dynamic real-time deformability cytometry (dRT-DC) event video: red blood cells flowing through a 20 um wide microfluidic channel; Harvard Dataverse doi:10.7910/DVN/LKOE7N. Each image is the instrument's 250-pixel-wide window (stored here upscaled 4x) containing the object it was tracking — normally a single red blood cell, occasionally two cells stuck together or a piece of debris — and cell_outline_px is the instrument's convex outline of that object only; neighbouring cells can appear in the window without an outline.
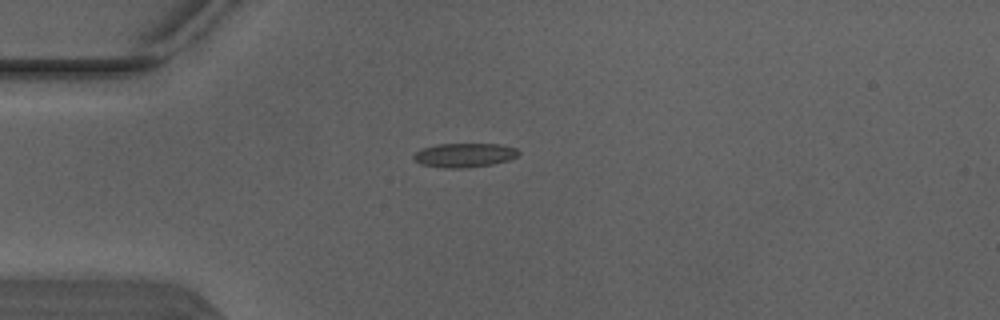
{"species": "Egyptian fruit bat (a non-hibernating species)", "species_latin": "Rousettus aegyptiacus", "temperature_condition": "warm", "stored_images_in_passage": 1, "camera_frame_rate_fps": 3000, "um_per_image_px": 0.085, "animal": {"sex": "male"}, "frame": {"image": 1, "passage_image": 1, "time_ms": 0.0, "image_size_px": [1000, 320], "cell_outline_px": [[520, 152], [516, 156], [508, 160], [492, 164], [460, 168], [440, 168], [420, 164], [412, 156], [416, 152], [424, 148], [436, 144], [500, 144], [516, 148]], "centroid_in_image_um": [39.46, 13.19], "position_along_channel_um": 45.5, "area_um2": 14.62}}